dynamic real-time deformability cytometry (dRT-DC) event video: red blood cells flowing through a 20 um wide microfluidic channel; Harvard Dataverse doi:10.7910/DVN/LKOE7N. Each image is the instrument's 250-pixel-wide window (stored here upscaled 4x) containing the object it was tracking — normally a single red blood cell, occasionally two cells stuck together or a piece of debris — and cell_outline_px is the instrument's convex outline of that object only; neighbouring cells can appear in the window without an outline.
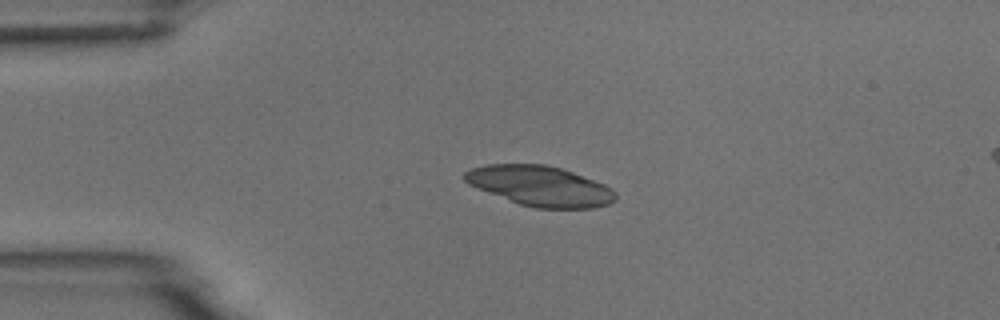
{"species": "common noctule bat (a hibernating species)", "species_latin": "Nyctalus noctula", "temperature_condition": "room temperature", "stored_images_in_passage": 3, "camera_frame_rate_fps": 3000, "um_per_image_px": 0.085, "animal": {"sex": "male", "body_mass_g": 18.8}, "frame": {"image": 1, "passage_image": 2, "time_ms": 1.0, "image_size_px": [1000, 320], "cell_outline_px": [[616, 200], [608, 204], [592, 208], [536, 208], [520, 204], [476, 188], [468, 184], [464, 180], [464, 172], [472, 168], [488, 164], [544, 164], [560, 168], [572, 172], [604, 184], [612, 188], [616, 192]], "centroid_in_image_um": [45.91, 15.81], "position_along_channel_um": 39.1, "area_um2": 35.08}}